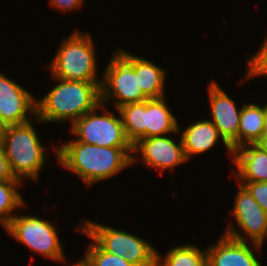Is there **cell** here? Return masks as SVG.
I'll return each mask as SVG.
<instances>
[{"label":"cell","mask_w":267,"mask_h":266,"mask_svg":"<svg viewBox=\"0 0 267 266\" xmlns=\"http://www.w3.org/2000/svg\"><path fill=\"white\" fill-rule=\"evenodd\" d=\"M175 134L180 133L178 131L174 134L140 139L133 145L132 164H136L139 159L146 167L160 171L159 175L162 176L163 171H172L179 165L189 163L185 156L181 135L174 139L169 137Z\"/></svg>","instance_id":"30bf717a"},{"label":"cell","mask_w":267,"mask_h":266,"mask_svg":"<svg viewBox=\"0 0 267 266\" xmlns=\"http://www.w3.org/2000/svg\"><path fill=\"white\" fill-rule=\"evenodd\" d=\"M236 184L239 190L236 192L233 208L229 213L234 217L237 225L231 221L223 230V234L239 241L249 240L263 246L267 239V213L242 184L237 182Z\"/></svg>","instance_id":"9c48e42d"},{"label":"cell","mask_w":267,"mask_h":266,"mask_svg":"<svg viewBox=\"0 0 267 266\" xmlns=\"http://www.w3.org/2000/svg\"><path fill=\"white\" fill-rule=\"evenodd\" d=\"M37 122L41 121L36 117L24 124L8 126L2 142L14 177L23 183L25 179L38 183L46 166L47 148L41 144L42 141L35 130L34 125Z\"/></svg>","instance_id":"3957f363"},{"label":"cell","mask_w":267,"mask_h":266,"mask_svg":"<svg viewBox=\"0 0 267 266\" xmlns=\"http://www.w3.org/2000/svg\"><path fill=\"white\" fill-rule=\"evenodd\" d=\"M102 113L99 114L98 111ZM109 111L107 105L100 104L87 112L71 126V136L77 141L103 147H133L126 138L122 118L118 109Z\"/></svg>","instance_id":"ba28073f"},{"label":"cell","mask_w":267,"mask_h":266,"mask_svg":"<svg viewBox=\"0 0 267 266\" xmlns=\"http://www.w3.org/2000/svg\"><path fill=\"white\" fill-rule=\"evenodd\" d=\"M207 89L210 103L209 114L212 117L210 121L218 129L224 141L232 150H235L238 148V130L242 106L237 108L235 100L215 81L209 82Z\"/></svg>","instance_id":"7c38bea8"},{"label":"cell","mask_w":267,"mask_h":266,"mask_svg":"<svg viewBox=\"0 0 267 266\" xmlns=\"http://www.w3.org/2000/svg\"><path fill=\"white\" fill-rule=\"evenodd\" d=\"M232 163L235 168L232 167L231 173L237 181L267 182V152L257 144L233 150Z\"/></svg>","instance_id":"9a60e30c"},{"label":"cell","mask_w":267,"mask_h":266,"mask_svg":"<svg viewBox=\"0 0 267 266\" xmlns=\"http://www.w3.org/2000/svg\"><path fill=\"white\" fill-rule=\"evenodd\" d=\"M264 135H267V104L265 103V124H264Z\"/></svg>","instance_id":"f1b7e54d"},{"label":"cell","mask_w":267,"mask_h":266,"mask_svg":"<svg viewBox=\"0 0 267 266\" xmlns=\"http://www.w3.org/2000/svg\"><path fill=\"white\" fill-rule=\"evenodd\" d=\"M166 71L150 59L135 55V75H138L141 91L148 99L165 97Z\"/></svg>","instance_id":"e0dca14e"},{"label":"cell","mask_w":267,"mask_h":266,"mask_svg":"<svg viewBox=\"0 0 267 266\" xmlns=\"http://www.w3.org/2000/svg\"><path fill=\"white\" fill-rule=\"evenodd\" d=\"M81 227L106 251L135 266H156L155 246L145 238L96 221H81Z\"/></svg>","instance_id":"52a82bcc"},{"label":"cell","mask_w":267,"mask_h":266,"mask_svg":"<svg viewBox=\"0 0 267 266\" xmlns=\"http://www.w3.org/2000/svg\"><path fill=\"white\" fill-rule=\"evenodd\" d=\"M240 112L238 147L256 144L264 135L265 105L242 103Z\"/></svg>","instance_id":"ac0fdd59"},{"label":"cell","mask_w":267,"mask_h":266,"mask_svg":"<svg viewBox=\"0 0 267 266\" xmlns=\"http://www.w3.org/2000/svg\"><path fill=\"white\" fill-rule=\"evenodd\" d=\"M2 181H21L14 177L2 143H0V182Z\"/></svg>","instance_id":"484cf974"},{"label":"cell","mask_w":267,"mask_h":266,"mask_svg":"<svg viewBox=\"0 0 267 266\" xmlns=\"http://www.w3.org/2000/svg\"><path fill=\"white\" fill-rule=\"evenodd\" d=\"M177 245L167 250L164 257L157 250L156 266H207L206 248L201 250L193 243Z\"/></svg>","instance_id":"d6986e66"},{"label":"cell","mask_w":267,"mask_h":266,"mask_svg":"<svg viewBox=\"0 0 267 266\" xmlns=\"http://www.w3.org/2000/svg\"><path fill=\"white\" fill-rule=\"evenodd\" d=\"M72 262V264H70V266H86L80 259H77V262L74 263Z\"/></svg>","instance_id":"f546056e"},{"label":"cell","mask_w":267,"mask_h":266,"mask_svg":"<svg viewBox=\"0 0 267 266\" xmlns=\"http://www.w3.org/2000/svg\"><path fill=\"white\" fill-rule=\"evenodd\" d=\"M242 184L267 213V182L236 181Z\"/></svg>","instance_id":"cb8c5ba5"},{"label":"cell","mask_w":267,"mask_h":266,"mask_svg":"<svg viewBox=\"0 0 267 266\" xmlns=\"http://www.w3.org/2000/svg\"><path fill=\"white\" fill-rule=\"evenodd\" d=\"M166 97L145 101L146 138L164 136L179 131L177 117L170 111Z\"/></svg>","instance_id":"2e32d148"},{"label":"cell","mask_w":267,"mask_h":266,"mask_svg":"<svg viewBox=\"0 0 267 266\" xmlns=\"http://www.w3.org/2000/svg\"><path fill=\"white\" fill-rule=\"evenodd\" d=\"M206 247L207 266H263L256 257L263 249L259 244H248L222 233L218 240Z\"/></svg>","instance_id":"4fadbf2b"},{"label":"cell","mask_w":267,"mask_h":266,"mask_svg":"<svg viewBox=\"0 0 267 266\" xmlns=\"http://www.w3.org/2000/svg\"><path fill=\"white\" fill-rule=\"evenodd\" d=\"M55 85L42 98H36V117L41 123L70 122L71 125L101 104V82L53 78Z\"/></svg>","instance_id":"7a4b0ae2"},{"label":"cell","mask_w":267,"mask_h":266,"mask_svg":"<svg viewBox=\"0 0 267 266\" xmlns=\"http://www.w3.org/2000/svg\"><path fill=\"white\" fill-rule=\"evenodd\" d=\"M179 133L188 161H191V157L193 158L195 155L207 153L213 147L215 148L219 140L223 142L222 144L225 146V149L228 150V153L230 152L232 160V148L224 141L218 129L210 119L202 118L199 121L197 120L194 123H190L182 132L179 124Z\"/></svg>","instance_id":"5bb4252c"},{"label":"cell","mask_w":267,"mask_h":266,"mask_svg":"<svg viewBox=\"0 0 267 266\" xmlns=\"http://www.w3.org/2000/svg\"><path fill=\"white\" fill-rule=\"evenodd\" d=\"M102 72L101 104L106 105L109 100L114 109H118L125 104L148 100L141 91L138 75H135V55L131 52L117 48Z\"/></svg>","instance_id":"5b68a950"},{"label":"cell","mask_w":267,"mask_h":266,"mask_svg":"<svg viewBox=\"0 0 267 266\" xmlns=\"http://www.w3.org/2000/svg\"><path fill=\"white\" fill-rule=\"evenodd\" d=\"M22 183V181L0 182V226L3 228L16 215L17 209L26 207L27 203L18 191V188L23 185Z\"/></svg>","instance_id":"44dd1931"},{"label":"cell","mask_w":267,"mask_h":266,"mask_svg":"<svg viewBox=\"0 0 267 266\" xmlns=\"http://www.w3.org/2000/svg\"><path fill=\"white\" fill-rule=\"evenodd\" d=\"M118 110L122 118L126 138L132 146L140 139L146 138L145 101L125 104Z\"/></svg>","instance_id":"ffe728a7"},{"label":"cell","mask_w":267,"mask_h":266,"mask_svg":"<svg viewBox=\"0 0 267 266\" xmlns=\"http://www.w3.org/2000/svg\"><path fill=\"white\" fill-rule=\"evenodd\" d=\"M61 41L58 51L47 69L52 78L64 80L101 82L98 77V58L95 42L88 32L75 29ZM98 77V78H97ZM100 78V79H99Z\"/></svg>","instance_id":"277c9868"},{"label":"cell","mask_w":267,"mask_h":266,"mask_svg":"<svg viewBox=\"0 0 267 266\" xmlns=\"http://www.w3.org/2000/svg\"><path fill=\"white\" fill-rule=\"evenodd\" d=\"M4 230L29 250L54 262L67 263L64 244L60 241L58 229L49 220L31 214L20 216L16 214Z\"/></svg>","instance_id":"8992f818"},{"label":"cell","mask_w":267,"mask_h":266,"mask_svg":"<svg viewBox=\"0 0 267 266\" xmlns=\"http://www.w3.org/2000/svg\"><path fill=\"white\" fill-rule=\"evenodd\" d=\"M256 144L267 152V135H263V137Z\"/></svg>","instance_id":"83f0119b"},{"label":"cell","mask_w":267,"mask_h":266,"mask_svg":"<svg viewBox=\"0 0 267 266\" xmlns=\"http://www.w3.org/2000/svg\"><path fill=\"white\" fill-rule=\"evenodd\" d=\"M84 0H49V5L63 13L80 9Z\"/></svg>","instance_id":"d4e9b609"},{"label":"cell","mask_w":267,"mask_h":266,"mask_svg":"<svg viewBox=\"0 0 267 266\" xmlns=\"http://www.w3.org/2000/svg\"><path fill=\"white\" fill-rule=\"evenodd\" d=\"M61 142L54 147L61 169L71 171L86 184L92 186L108 180L132 164L133 147H103L87 144L76 139Z\"/></svg>","instance_id":"6da1fadb"},{"label":"cell","mask_w":267,"mask_h":266,"mask_svg":"<svg viewBox=\"0 0 267 266\" xmlns=\"http://www.w3.org/2000/svg\"><path fill=\"white\" fill-rule=\"evenodd\" d=\"M256 52L257 53L250 55L246 63L247 72L244 75V81L261 76H263V78L266 76L267 78V34L264 36L259 51L257 50Z\"/></svg>","instance_id":"603a6c76"},{"label":"cell","mask_w":267,"mask_h":266,"mask_svg":"<svg viewBox=\"0 0 267 266\" xmlns=\"http://www.w3.org/2000/svg\"><path fill=\"white\" fill-rule=\"evenodd\" d=\"M0 118L7 125H19L36 118V98L0 71Z\"/></svg>","instance_id":"8fae6325"},{"label":"cell","mask_w":267,"mask_h":266,"mask_svg":"<svg viewBox=\"0 0 267 266\" xmlns=\"http://www.w3.org/2000/svg\"><path fill=\"white\" fill-rule=\"evenodd\" d=\"M7 125L3 122V120L0 118V143L3 142V138L5 136Z\"/></svg>","instance_id":"4316f807"},{"label":"cell","mask_w":267,"mask_h":266,"mask_svg":"<svg viewBox=\"0 0 267 266\" xmlns=\"http://www.w3.org/2000/svg\"><path fill=\"white\" fill-rule=\"evenodd\" d=\"M77 232L88 236L91 240L84 256L79 258L86 266H135L125 258L106 252L82 227L77 224Z\"/></svg>","instance_id":"7402d4cb"}]
</instances>
